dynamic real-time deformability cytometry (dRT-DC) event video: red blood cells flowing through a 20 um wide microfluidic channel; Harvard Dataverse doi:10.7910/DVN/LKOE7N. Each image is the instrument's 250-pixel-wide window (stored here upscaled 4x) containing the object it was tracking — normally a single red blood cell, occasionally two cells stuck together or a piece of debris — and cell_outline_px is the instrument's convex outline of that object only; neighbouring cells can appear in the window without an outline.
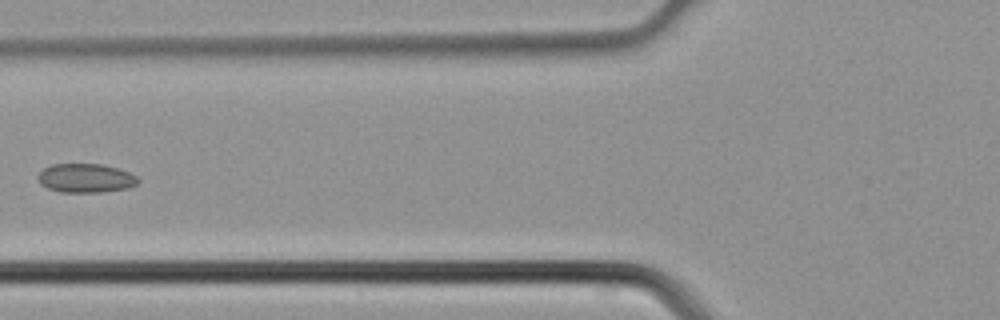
{"species": "common noctule bat (a hibernating species)", "species_latin": "Nyctalus noctula", "temperature_condition": "cold", "stored_images_in_passage": 4, "camera_frame_rate_fps": 3000, "um_per_image_px": 0.085, "animal": {"sex": "male", "body_mass_g": 21.5, "forearm_length_mm": 52.0}, "frame": {"image": 1, "passage_image": 4, "time_ms": 1.0, "image_size_px": [1000, 320], "cell_outline_px": [[140, 180], [136, 184], [128, 188], [100, 192], [60, 192], [48, 188], [40, 184], [36, 176], [44, 168], [52, 164], [104, 164], [128, 172], [136, 176]], "centroid_in_image_um": [7.26, 15.14], "position_along_channel_um": 118.5, "area_um2": 16.88}}